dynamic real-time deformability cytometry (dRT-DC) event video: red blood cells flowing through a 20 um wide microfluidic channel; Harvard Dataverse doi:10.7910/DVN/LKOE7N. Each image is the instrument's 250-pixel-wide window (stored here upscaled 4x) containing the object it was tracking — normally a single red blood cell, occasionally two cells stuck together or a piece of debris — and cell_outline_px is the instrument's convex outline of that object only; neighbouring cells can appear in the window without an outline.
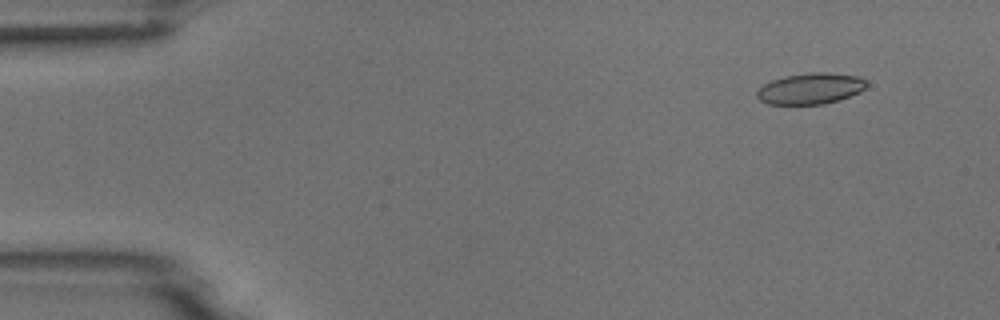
{"species": "common noctule bat (a hibernating species)", "species_latin": "Nyctalus noctula", "temperature_condition": "room temperature", "stored_images_in_passage": 4, "camera_frame_rate_fps": 3000, "um_per_image_px": 0.085, "animal": {"sex": "male", "body_mass_g": 18.8}, "frame": {"image": 1, "passage_image": 1, "time_ms": 0.0, "image_size_px": [1000, 320], "cell_outline_px": [[868, 84], [860, 92], [840, 100], [824, 104], [768, 104], [760, 100], [756, 96], [756, 92], [764, 84], [772, 80], [784, 76], [808, 72], [828, 72], [860, 76]], "centroid_in_image_um": [68.91, 7.52], "position_along_channel_um": 16.1, "area_um2": 20.0}}
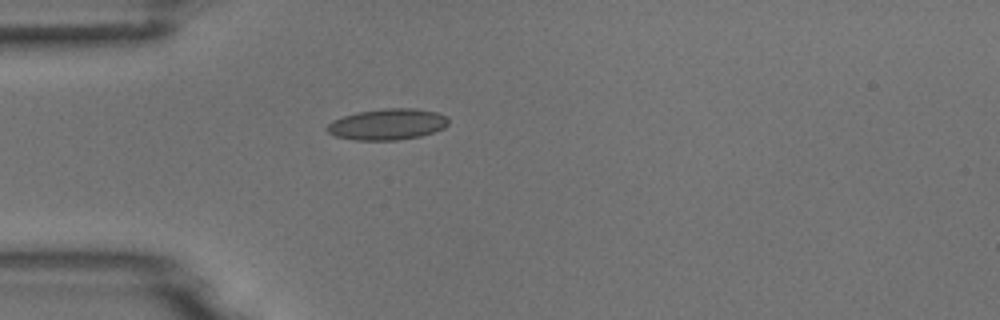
{"frame": {"image": 2, "passage_image": 4, "time_ms": 3.333, "image_size_px": [1000, 320], "cell_outline_px": [[448, 124], [444, 128], [420, 136], [396, 140], [356, 140], [336, 136], [328, 132], [324, 128], [332, 120], [356, 112], [384, 108], [416, 108], [436, 112], [448, 116]], "centroid_in_image_um": [32.93, 10.55], "position_along_channel_um": 52.1, "area_um2": 22.08}}